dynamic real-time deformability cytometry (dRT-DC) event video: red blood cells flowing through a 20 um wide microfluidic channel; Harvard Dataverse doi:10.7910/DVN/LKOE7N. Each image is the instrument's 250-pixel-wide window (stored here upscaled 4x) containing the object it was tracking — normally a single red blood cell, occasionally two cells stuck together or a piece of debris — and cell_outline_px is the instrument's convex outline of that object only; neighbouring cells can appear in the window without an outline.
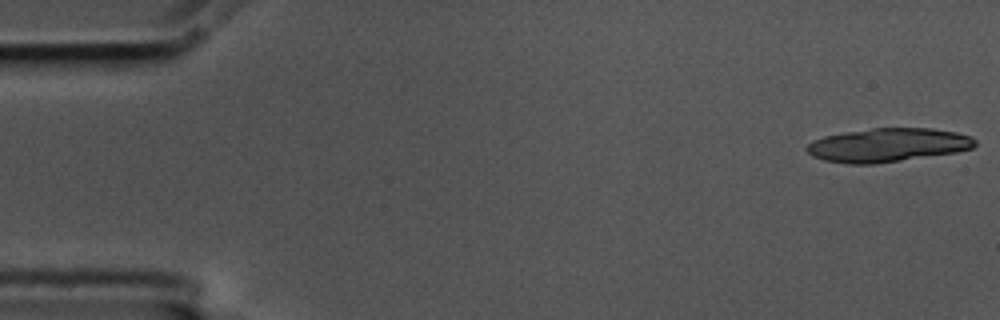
{"species": "common noctule bat (a hibernating species)", "species_latin": "Nyctalus noctula", "temperature_condition": "cold", "stored_images_in_passage": 12, "camera_frame_rate_fps": 3000, "um_per_image_px": 0.085, "animal": {"sex": "male", "body_mass_g": 17.5, "forearm_length_mm": 52.3}, "frame": {"image": 1, "passage_image": 1, "time_ms": 0.0, "image_size_px": [1000, 320], "cell_outline_px": [[976, 144], [972, 148], [956, 152], [876, 164], [848, 164], [824, 160], [812, 156], [804, 148], [812, 140], [824, 136], [844, 132], [872, 128], [932, 128], [956, 132], [972, 136], [976, 140]], "centroid_in_image_um": [75.45, 12.33], "position_along_channel_um": 9.6, "area_um2": 33.18}}